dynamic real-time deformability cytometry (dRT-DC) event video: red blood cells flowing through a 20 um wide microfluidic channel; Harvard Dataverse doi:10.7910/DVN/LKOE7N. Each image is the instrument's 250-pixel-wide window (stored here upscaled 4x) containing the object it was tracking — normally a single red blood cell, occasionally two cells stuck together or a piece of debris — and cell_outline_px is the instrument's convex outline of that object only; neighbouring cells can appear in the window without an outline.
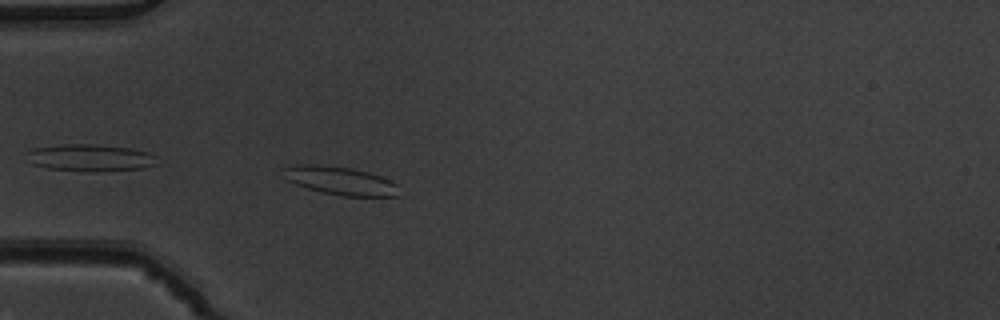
{"species": "common noctule bat (a hibernating species)", "species_latin": "Nyctalus noctula", "temperature_condition": "warm", "stored_images_in_passage": 5, "camera_frame_rate_fps": 3000, "um_per_image_px": 0.085, "animal": {"sex": "male", "body_mass_g": 19.5, "forearm_length_mm": 54.6}, "frame": {"image": 1, "passage_image": 5, "time_ms": 1.333, "image_size_px": [1000, 320], "cell_outline_px": [[400, 196], [340, 196], [308, 188], [284, 180], [280, 168], [296, 164], [312, 164], [352, 168], [368, 172], [380, 176], [396, 184]], "centroid_in_image_um": [28.84, 15.35], "position_along_channel_um": 56.2, "area_um2": 19.13}}